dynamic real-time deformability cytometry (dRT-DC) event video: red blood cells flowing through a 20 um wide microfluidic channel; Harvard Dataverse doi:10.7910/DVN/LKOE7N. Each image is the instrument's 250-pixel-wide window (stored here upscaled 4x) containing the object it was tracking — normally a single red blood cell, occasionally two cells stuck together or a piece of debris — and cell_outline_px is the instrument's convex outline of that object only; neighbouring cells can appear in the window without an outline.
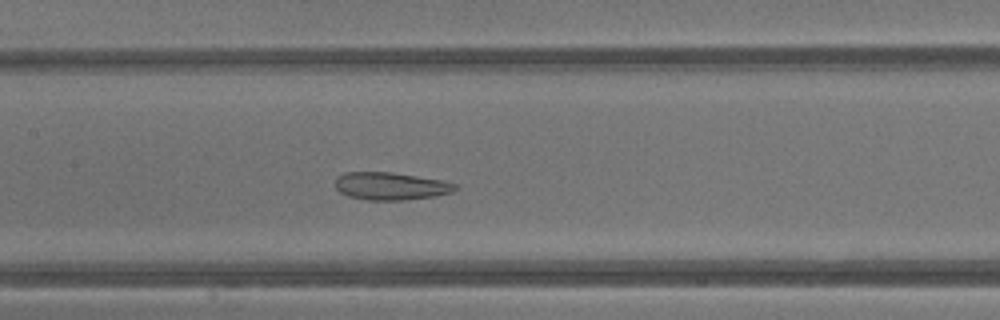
{"species": "common noctule bat (a hibernating species)", "species_latin": "Nyctalus noctula", "temperature_condition": "warm", "stored_images_in_passage": 42, "camera_frame_rate_fps": 3000, "um_per_image_px": 0.085, "animal": {"sex": "male", "body_mass_g": 13.3}, "frame": {"image": 1, "passage_image": 20, "time_ms": 6.333, "image_size_px": [1000, 320], "cell_outline_px": [[460, 188], [452, 192], [436, 196], [404, 200], [368, 200], [348, 196], [340, 192], [336, 188], [336, 176], [344, 172], [392, 172], [444, 180], [456, 184]], "centroid_in_image_um": [33.24, 15.81], "position_along_channel_um": 174.2, "area_um2": 19.54}}
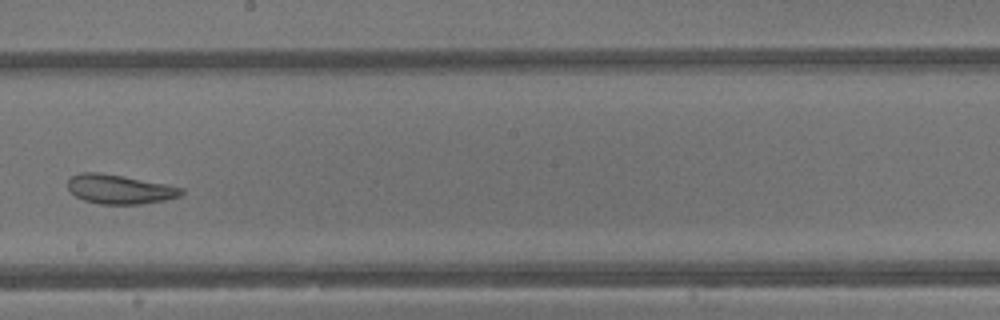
{"frame": {"image": 2, "passage_image": 24, "time_ms": 7.667, "image_size_px": [1000, 320], "cell_outline_px": [[184, 192], [180, 196], [164, 200], [140, 204], [100, 204], [84, 200], [76, 196], [68, 188], [68, 180], [72, 176], [80, 172], [100, 172], [124, 176], [184, 188]], "centroid_in_image_um": [10.16, 16.08], "position_along_channel_um": 238.0, "area_um2": 19.25}}
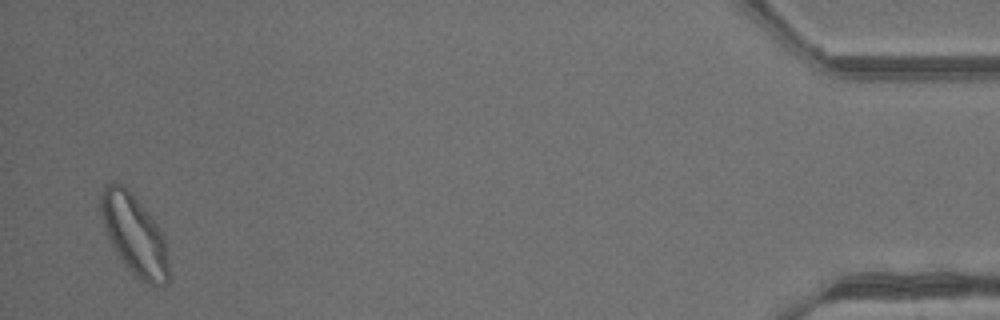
{"frame": {"image": 3, "passage_image": 41, "time_ms": 13.333, "image_size_px": [1000, 320], "cell_outline_px": [[168, 284], [144, 284], [132, 276], [120, 260], [104, 228], [100, 212], [100, 196], [104, 188], [112, 180], [128, 188], [132, 192], [152, 216], [164, 236], [168, 264]], "centroid_in_image_um": [11.41, 19.96], "position_along_channel_um": 423.8, "area_um2": 32.08}, "authors_computed_cell_mechanics": {"area_um2": 26.588, "velocity_mm_per_s": 4.8184, "shape_relaxation_time_tau1_ms": null, "shape_relaxation_time_tau2_ms": 1.6689, "deformation_change_tau1": null, "deformation_change_tau2": 0.0976}}